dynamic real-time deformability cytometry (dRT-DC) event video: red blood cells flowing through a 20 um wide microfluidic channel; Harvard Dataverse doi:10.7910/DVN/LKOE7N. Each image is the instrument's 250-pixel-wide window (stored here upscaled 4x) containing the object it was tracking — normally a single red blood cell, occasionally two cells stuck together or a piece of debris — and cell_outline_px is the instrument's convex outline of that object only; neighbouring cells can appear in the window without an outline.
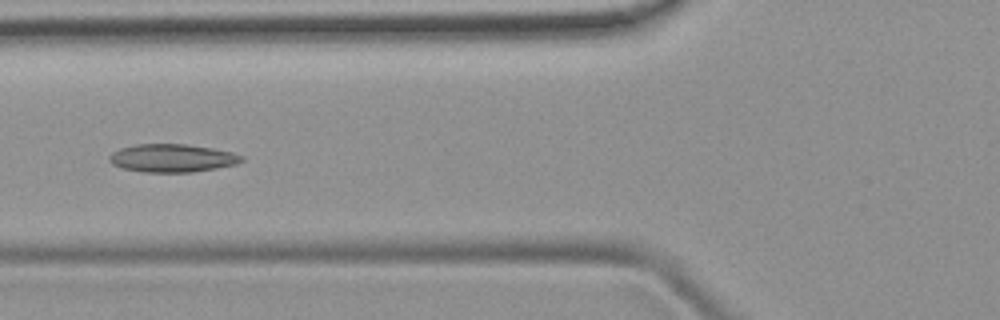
{"species": "common noctule bat (a hibernating species)", "species_latin": "Nyctalus noctula", "temperature_condition": "room temperature", "stored_images_in_passage": 36, "camera_frame_rate_fps": 3000, "um_per_image_px": 0.085, "animal": {"sex": "female", "body_mass_g": 19.9}, "frame": {"image": 1, "passage_image": 6, "time_ms": 1.667, "image_size_px": [1000, 320], "cell_outline_px": [[244, 160], [236, 164], [216, 168], [192, 172], [144, 172], [120, 168], [112, 164], [108, 160], [108, 156], [112, 152], [120, 148], [136, 144], [188, 144], [212, 148], [232, 152], [244, 156]], "centroid_in_image_um": [14.61, 13.43], "position_along_channel_um": 111.2, "area_um2": 21.79}}
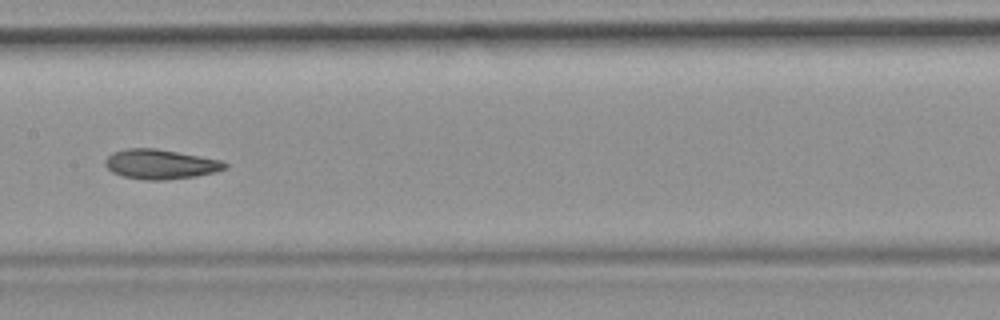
{"frame": {"image": 2, "passage_image": 12, "time_ms": 3.667, "image_size_px": [1000, 320], "cell_outline_px": [[228, 168], [216, 172], [196, 176], [164, 180], [144, 180], [124, 176], [112, 172], [104, 164], [104, 160], [112, 152], [128, 148], [156, 148], [220, 160], [228, 164]], "centroid_in_image_um": [13.63, 13.96], "position_along_channel_um": 193.8, "area_um2": 20.69}}
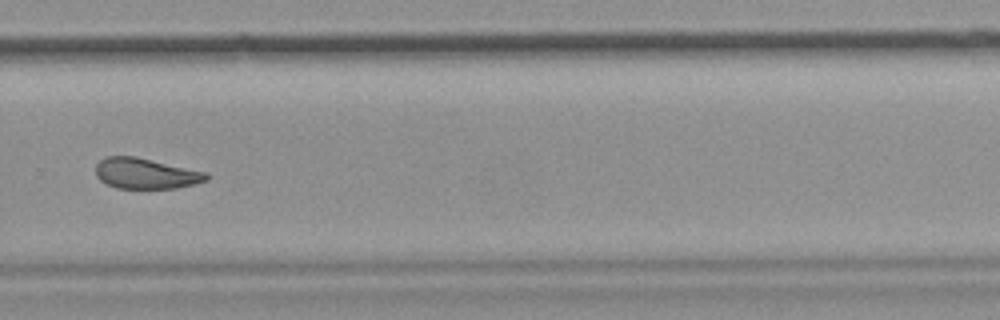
{"frame": {"image": 3, "passage_image": 21, "time_ms": 6.667, "image_size_px": [1000, 320], "cell_outline_px": [[212, 176], [208, 180], [196, 184], [176, 188], [116, 188], [100, 180], [96, 176], [96, 164], [100, 160], [108, 156], [136, 156], [208, 172]], "centroid_in_image_um": [12.45, 14.74], "position_along_channel_um": 317.4, "area_um2": 20.0}}